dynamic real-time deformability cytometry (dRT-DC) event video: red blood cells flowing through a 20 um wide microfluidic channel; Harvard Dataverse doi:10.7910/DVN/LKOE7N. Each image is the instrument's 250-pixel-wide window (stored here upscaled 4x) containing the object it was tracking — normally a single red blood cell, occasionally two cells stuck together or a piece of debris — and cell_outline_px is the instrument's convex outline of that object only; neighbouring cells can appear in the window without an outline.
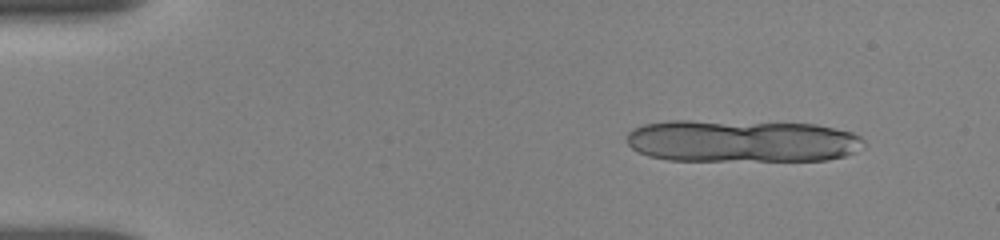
{"species": "human", "species_latin": "Homo sapiens", "temperature_condition": "room temperature", "stored_images_in_passage": 40, "camera_frame_rate_fps": 3000, "um_per_image_px": 0.085, "donor": {"sex": "female"}, "frame": {"image": 1, "passage_image": 1, "time_ms": 0.0, "image_size_px": [1000, 240], "cell_outline_px": [[864, 148], [844, 156], [828, 160], [668, 160], [648, 156], [632, 148], [628, 144], [628, 132], [632, 128], [644, 124], [668, 120], [692, 120], [816, 124], [852, 132], [860, 136], [864, 140]], "centroid_in_image_um": [63.06, 11.98], "position_along_channel_um": 21.9, "area_um2": 58.84}}
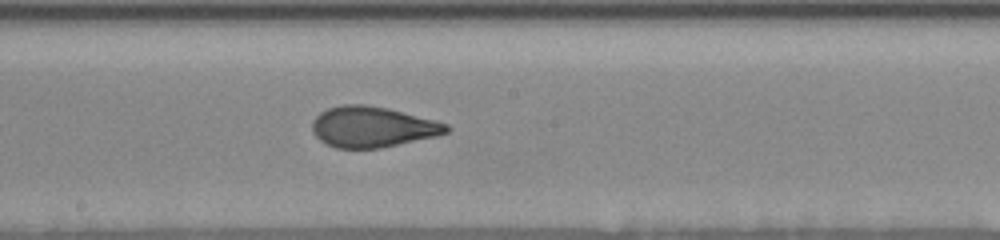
{"frame": {"image": 2, "passage_image": 19, "time_ms": 8.0, "image_size_px": [1000, 240], "cell_outline_px": [[452, 128], [448, 132], [436, 136], [380, 148], [336, 148], [320, 140], [312, 132], [312, 120], [320, 112], [328, 108], [344, 104], [364, 104], [388, 108], [436, 120], [448, 124]], "centroid_in_image_um": [31.67, 10.78], "position_along_channel_um": 216.5, "area_um2": 31.91}}
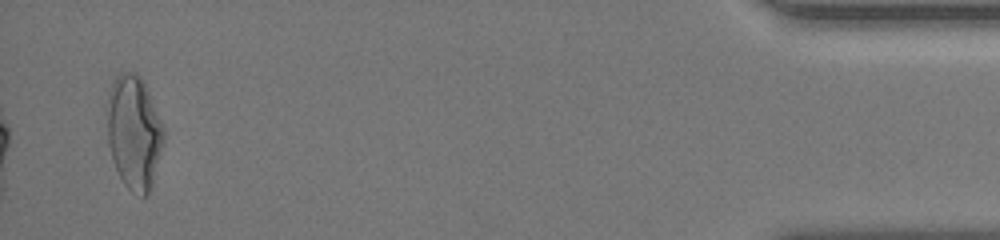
{"frame": {"image": 3, "passage_image": 40, "time_ms": 15.333, "image_size_px": [1000, 240], "cell_outline_px": [[164, 140], [148, 196], [144, 196], [132, 192], [124, 184], [112, 160], [108, 144], [104, 104], [108, 92], [116, 76], [120, 72], [136, 72], [140, 76], [148, 92], [164, 128]], "centroid_in_image_um": [11.34, 11.21], "position_along_channel_um": 423.9, "area_um2": 37.8}, "authors_computed_cell_mechanics": {"area_um2": 32.4836, "velocity_mm_per_s": 3.8335, "shape_relaxation_time_tau1_ms": 7.6895, "shape_relaxation_time_tau2_ms": 0.7852, "deformation_change_tau1": 0.2161, "deformation_change_tau2": 0.0614}}